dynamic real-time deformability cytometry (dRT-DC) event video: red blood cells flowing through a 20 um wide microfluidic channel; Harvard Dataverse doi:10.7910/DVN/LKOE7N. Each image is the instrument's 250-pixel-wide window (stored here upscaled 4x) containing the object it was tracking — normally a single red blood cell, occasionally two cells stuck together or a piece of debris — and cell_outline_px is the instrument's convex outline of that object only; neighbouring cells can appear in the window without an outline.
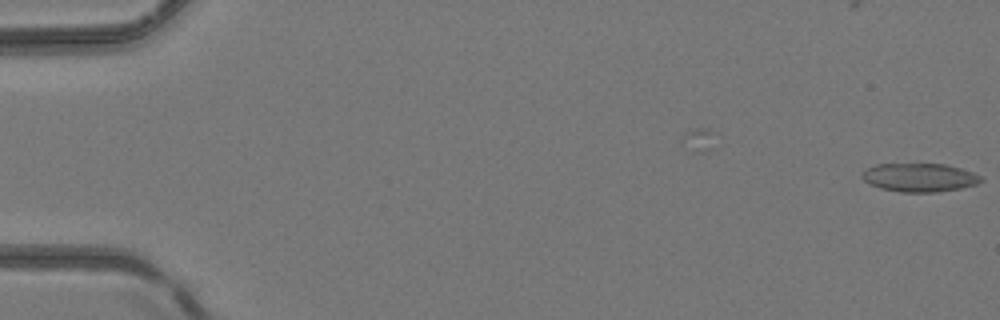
{"species": "common noctule bat (a hibernating species)", "species_latin": "Nyctalus noctula", "temperature_condition": "room temperature", "stored_images_in_passage": 3, "camera_frame_rate_fps": 3000, "um_per_image_px": 0.085, "animal": {"sex": "female", "body_mass_g": 24.6, "forearm_length_mm": 56.2}, "frame": {"image": 1, "passage_image": 3, "time_ms": 0.667, "image_size_px": [1000, 320], "cell_outline_px": [[984, 180], [976, 184], [960, 188], [936, 192], [900, 192], [880, 188], [864, 180], [860, 176], [868, 168], [876, 164], [944, 164], [960, 168], [972, 172], [980, 176]], "centroid_in_image_um": [78.16, 15.09], "position_along_channel_um": 6.8, "area_um2": 19.54}}